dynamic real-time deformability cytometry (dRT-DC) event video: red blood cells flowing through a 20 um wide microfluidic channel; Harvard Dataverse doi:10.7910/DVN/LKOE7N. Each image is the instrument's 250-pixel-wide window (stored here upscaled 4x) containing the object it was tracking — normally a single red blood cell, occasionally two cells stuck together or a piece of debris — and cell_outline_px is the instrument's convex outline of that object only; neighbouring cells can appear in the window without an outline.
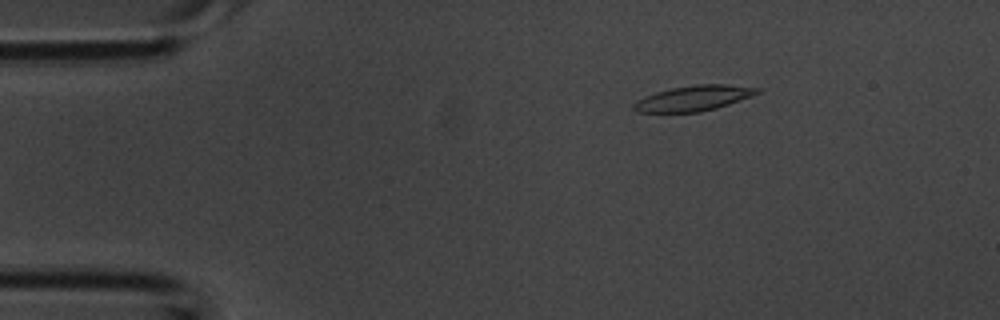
{"species": "common noctule bat (a hibernating species)", "species_latin": "Nyctalus noctula", "temperature_condition": "room temperature", "stored_images_in_passage": 43, "camera_frame_rate_fps": 3000, "um_per_image_px": 0.085, "animal": {"sex": "male", "body_mass_g": 20.1, "forearm_length_mm": 53.5}, "frame": {"image": 1, "passage_image": 7, "time_ms": 2.0, "image_size_px": [1000, 320], "cell_outline_px": [[764, 88], [760, 92], [752, 96], [716, 108], [700, 112], [636, 112], [632, 108], [632, 104], [636, 100], [644, 96], [656, 92], [672, 88], [696, 84], [728, 84]], "centroid_in_image_um": [58.97, 8.34], "position_along_channel_um": 26.0, "area_um2": 18.38}}
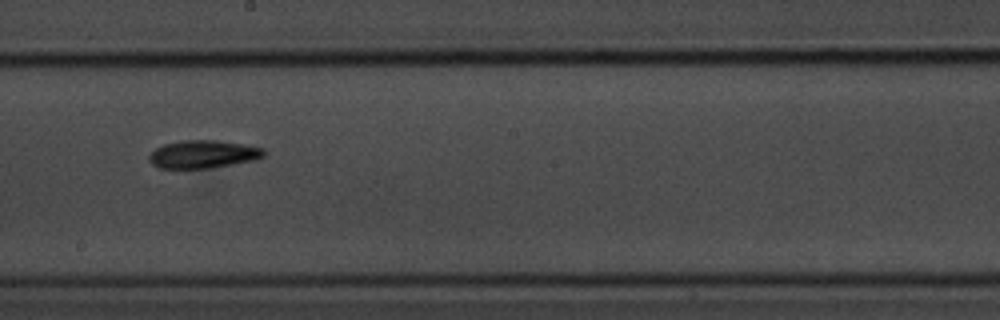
{"frame": {"image": 2, "passage_image": 24, "time_ms": 7.667, "image_size_px": [1000, 320], "cell_outline_px": [[264, 156], [256, 160], [208, 168], [160, 168], [152, 164], [148, 160], [148, 156], [156, 148], [164, 144], [184, 140], [216, 140], [264, 148]], "centroid_in_image_um": [17.25, 13.11], "position_along_channel_um": 231.0, "area_um2": 18.5}}
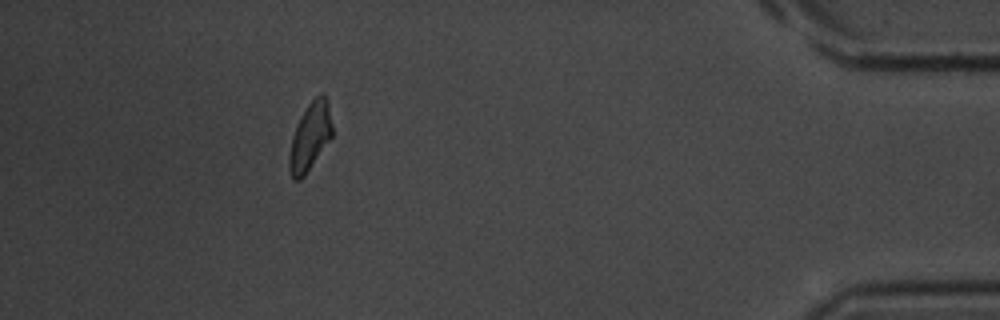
{"frame": {"image": 3, "passage_image": 39, "time_ms": 12.667, "image_size_px": [1000, 320], "cell_outline_px": [[332, 136], [304, 176], [300, 180], [292, 180], [288, 168], [288, 156], [292, 136], [296, 124], [300, 116], [308, 104], [320, 92], [324, 92], [328, 100], [332, 124]], "centroid_in_image_um": [26.34, 11.59], "position_along_channel_um": 408.9, "area_um2": 17.17}}